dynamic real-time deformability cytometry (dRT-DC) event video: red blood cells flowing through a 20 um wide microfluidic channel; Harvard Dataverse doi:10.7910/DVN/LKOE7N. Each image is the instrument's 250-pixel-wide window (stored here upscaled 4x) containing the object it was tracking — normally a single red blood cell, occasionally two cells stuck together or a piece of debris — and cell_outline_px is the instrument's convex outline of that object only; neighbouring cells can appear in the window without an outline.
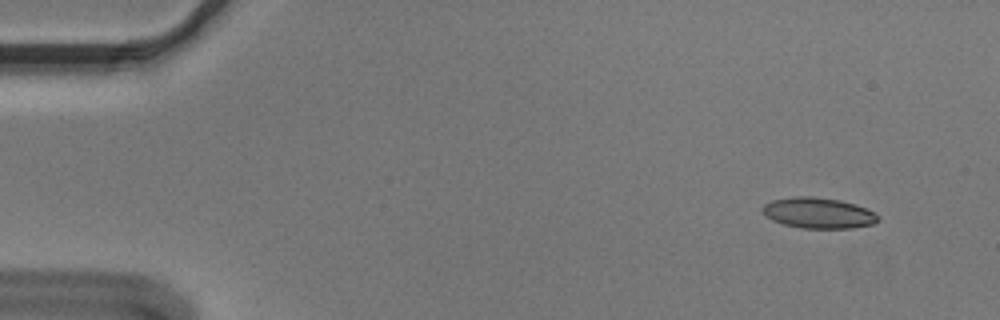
{"species": "Egyptian fruit bat (a non-hibernating species)", "species_latin": "Rousettus aegyptiacus", "temperature_condition": "cold", "stored_images_in_passage": 54, "camera_frame_rate_fps": 3000, "um_per_image_px": 0.085, "animal": {"sex": "male"}, "frame": {"image": 1, "passage_image": 5, "time_ms": 1.333, "image_size_px": [1000, 320], "cell_outline_px": [[880, 220], [876, 224], [852, 228], [800, 228], [784, 224], [772, 220], [764, 216], [760, 208], [764, 204], [772, 200], [796, 196], [812, 196], [840, 200], [856, 204], [880, 216]], "centroid_in_image_um": [69.55, 18.11], "position_along_channel_um": 15.4, "area_um2": 20.92}}
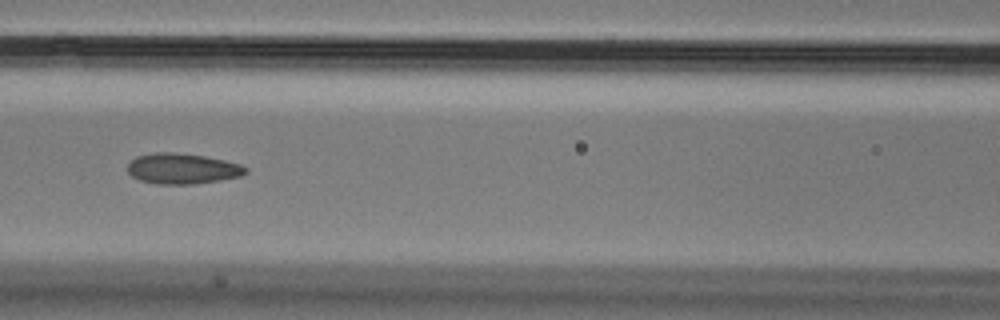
{"frame": {"image": 2, "passage_image": 25, "time_ms": 8.0, "image_size_px": [1000, 320], "cell_outline_px": [[248, 172], [240, 176], [220, 180], [196, 184], [156, 184], [140, 180], [132, 176], [128, 172], [128, 164], [136, 156], [156, 152], [172, 152], [204, 156], [224, 160], [240, 164], [248, 168]], "centroid_in_image_um": [15.51, 14.34], "position_along_channel_um": 151.1, "area_um2": 21.04}}
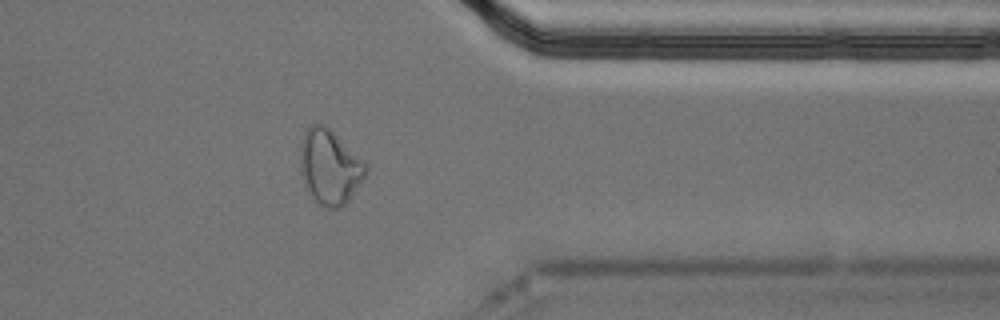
{"frame": {"image": 3, "passage_image": 45, "time_ms": 14.667, "image_size_px": [1000, 320], "cell_outline_px": [[368, 168], [364, 176], [344, 204], [336, 208], [320, 208], [312, 200], [300, 172], [300, 144], [304, 132], [312, 124], [324, 124]], "centroid_in_image_um": [27.94, 14.23], "position_along_channel_um": 383.5, "area_um2": 27.74}}